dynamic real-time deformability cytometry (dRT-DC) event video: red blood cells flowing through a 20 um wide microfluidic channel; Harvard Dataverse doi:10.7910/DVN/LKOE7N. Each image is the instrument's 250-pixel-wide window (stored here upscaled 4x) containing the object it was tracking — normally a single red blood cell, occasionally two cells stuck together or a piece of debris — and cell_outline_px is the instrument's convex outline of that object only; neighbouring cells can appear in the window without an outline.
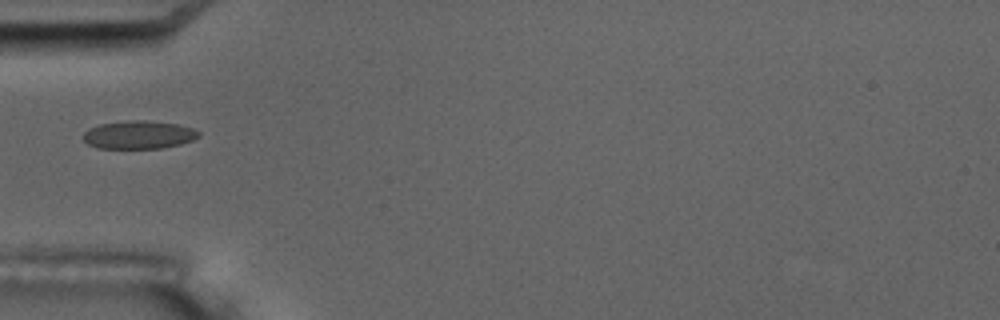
{"species": "common noctule bat (a hibernating species)", "species_latin": "Nyctalus noctula", "temperature_condition": "room temperature", "stored_images_in_passage": 17, "camera_frame_rate_fps": 3000, "um_per_image_px": 0.085, "animal": {"sex": "male", "body_mass_g": 17.5, "forearm_length_mm": 52.3}, "frame": {"image": 1, "passage_image": 6, "time_ms": 5.667, "image_size_px": [1000, 320], "cell_outline_px": [[200, 136], [192, 140], [180, 144], [160, 148], [100, 148], [88, 144], [84, 140], [84, 132], [88, 128], [100, 124], [128, 120], [144, 120], [176, 124], [192, 128], [200, 132]], "centroid_in_image_um": [11.79, 11.45], "position_along_channel_um": 73.2, "area_um2": 18.79}, "authors_computed_cell_mechanics": {"area_um2": 18.7272, "velocity_mm_per_s": 3.4519, "shape_relaxation_time_tau1_ms": 6.4125, "shape_relaxation_time_tau2_ms": 1.0785, "deformation_change_tau1": 0.1299, "deformation_change_tau2": 0.0674}}